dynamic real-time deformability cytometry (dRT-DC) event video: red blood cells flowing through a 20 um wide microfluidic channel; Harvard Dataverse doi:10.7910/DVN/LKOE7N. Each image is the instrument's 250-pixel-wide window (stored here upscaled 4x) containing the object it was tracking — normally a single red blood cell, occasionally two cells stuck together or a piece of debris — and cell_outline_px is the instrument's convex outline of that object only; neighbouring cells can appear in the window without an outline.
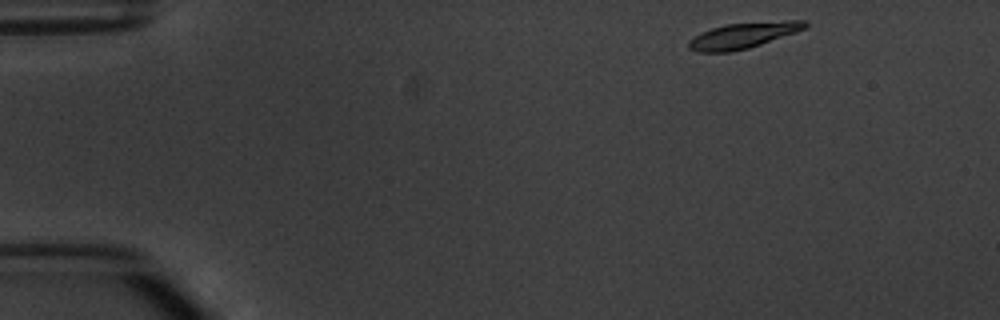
{"species": "common noctule bat (a hibernating species)", "species_latin": "Nyctalus noctula", "temperature_condition": "warm", "stored_images_in_passage": 4, "camera_frame_rate_fps": 3000, "um_per_image_px": 0.085, "animal": {"sex": "male", "body_mass_g": 20.1, "forearm_length_mm": 53.5}, "frame": {"image": 1, "passage_image": 1, "time_ms": 0.0, "image_size_px": [1000, 320], "cell_outline_px": [[808, 24], [804, 28], [796, 32], [748, 48], [732, 52], [696, 52], [688, 48], [688, 40], [700, 32], [724, 24], [788, 20], [804, 20]], "centroid_in_image_um": [63.11, 3.01], "position_along_channel_um": 21.9, "area_um2": 17.46}}